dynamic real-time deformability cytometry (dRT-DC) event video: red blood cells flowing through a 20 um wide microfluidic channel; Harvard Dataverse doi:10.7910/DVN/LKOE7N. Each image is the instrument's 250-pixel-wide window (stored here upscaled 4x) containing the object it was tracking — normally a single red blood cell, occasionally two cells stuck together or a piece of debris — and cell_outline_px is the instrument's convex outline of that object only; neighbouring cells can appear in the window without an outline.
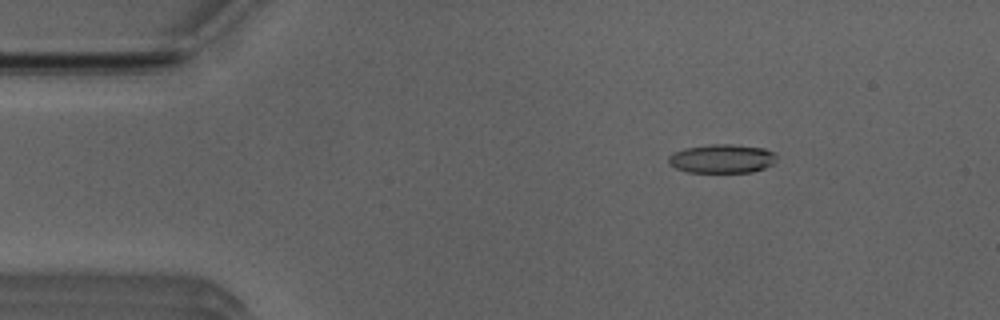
{"species": "Egyptian fruit bat (a non-hibernating species)", "species_latin": "Rousettus aegyptiacus", "temperature_condition": "room temperature", "stored_images_in_passage": 52, "camera_frame_rate_fps": 3000, "um_per_image_px": 0.085, "animal": {"sex": "male"}, "frame": {"image": 1, "passage_image": 8, "time_ms": 2.333, "image_size_px": [1000, 320], "cell_outline_px": [[776, 156], [772, 164], [764, 168], [752, 172], [688, 172], [676, 168], [668, 164], [668, 156], [672, 152], [684, 148], [708, 144], [732, 144], [764, 148], [772, 152]], "centroid_in_image_um": [61.31, 13.48], "position_along_channel_um": 23.7, "area_um2": 18.21}}
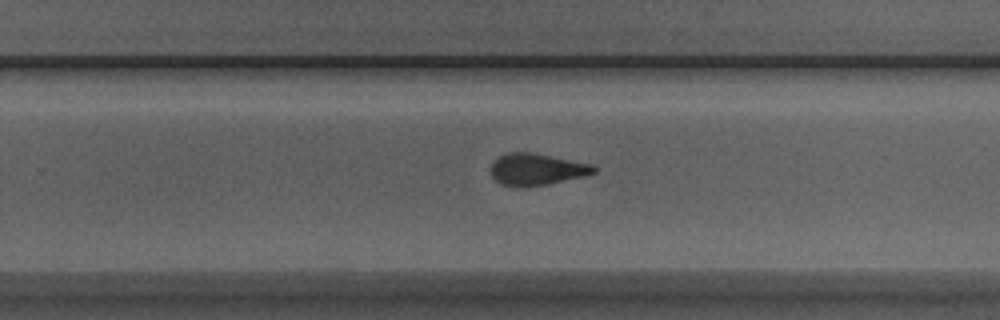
{"frame": {"image": 2, "passage_image": 33, "time_ms": 10.667, "image_size_px": [1000, 320], "cell_outline_px": [[596, 172], [588, 176], [548, 184], [520, 188], [500, 184], [492, 176], [492, 160], [496, 156], [504, 152], [528, 152], [552, 156], [596, 164]], "centroid_in_image_um": [45.64, 14.39], "position_along_channel_um": 284.2, "area_um2": 19.59}}
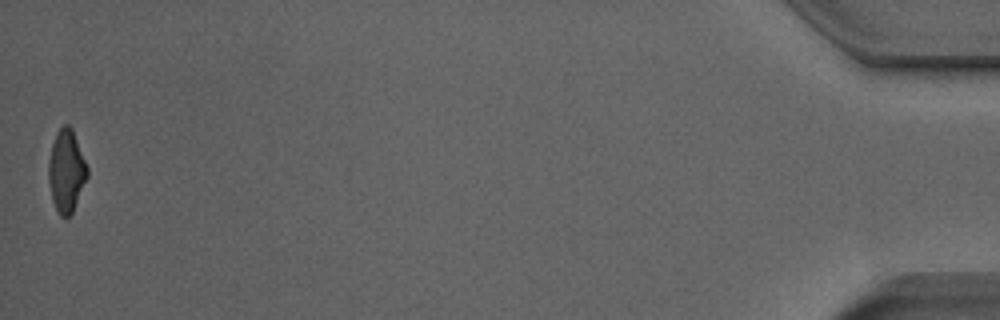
{"frame": {"image": 3, "passage_image": 52, "time_ms": 17.0, "image_size_px": [1000, 320], "cell_outline_px": [[88, 176], [72, 212], [68, 216], [60, 216], [52, 200], [48, 180], [48, 160], [52, 144], [56, 132], [64, 124], [68, 124], [72, 128], [88, 168]], "centroid_in_image_um": [5.63, 14.5], "position_along_channel_um": 429.6, "area_um2": 18.5}, "authors_computed_cell_mechanics": {"area_um2": 19.2763, "velocity_mm_per_s": 3.9305, "shape_relaxation_time_tau1_ms": null, "shape_relaxation_time_tau2_ms": 2.3818, "deformation_change_tau1": null, "deformation_change_tau2": 0.1124}}